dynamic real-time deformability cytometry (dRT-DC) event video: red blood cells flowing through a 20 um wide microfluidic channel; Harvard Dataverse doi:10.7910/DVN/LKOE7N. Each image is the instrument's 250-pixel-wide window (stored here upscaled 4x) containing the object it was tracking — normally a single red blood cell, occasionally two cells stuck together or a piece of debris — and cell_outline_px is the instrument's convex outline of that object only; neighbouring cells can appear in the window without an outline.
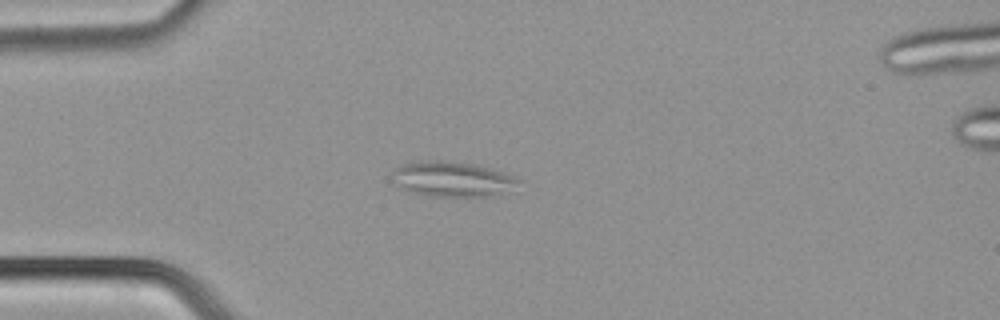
{"species": "common noctule bat (a hibernating species)", "species_latin": "Nyctalus noctula", "temperature_condition": "cold", "stored_images_in_passage": 48, "camera_frame_rate_fps": 3000, "um_per_image_px": 0.085, "animal": {"sex": "male", "body_mass_g": 21.5, "forearm_length_mm": 52.0}, "frame": {"image": 1, "passage_image": 10, "time_ms": 3.0, "image_size_px": [1000, 320], "cell_outline_px": [[524, 180], [512, 192], [488, 196], [428, 196], [412, 192], [400, 188], [392, 184], [392, 172], [396, 168], [404, 164], [420, 160], [444, 160], [476, 164], [504, 172]], "centroid_in_image_um": [38.49, 15.23], "position_along_channel_um": 46.5, "area_um2": 26.53}}
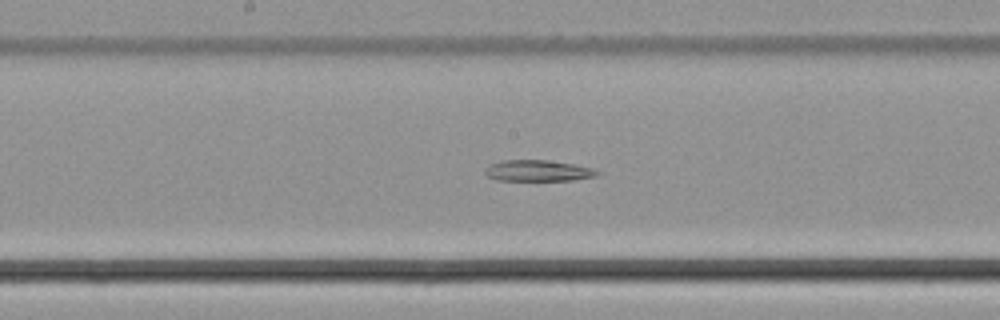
{"frame": {"image": 2, "passage_image": 23, "time_ms": 7.333, "image_size_px": [1000, 320], "cell_outline_px": [[600, 172], [596, 176], [572, 180], [496, 180], [488, 176], [484, 172], [484, 168], [488, 164], [504, 160], [544, 160], [572, 164], [592, 168]], "centroid_in_image_um": [45.67, 14.51], "position_along_channel_um": 202.5, "area_um2": 13.7}}
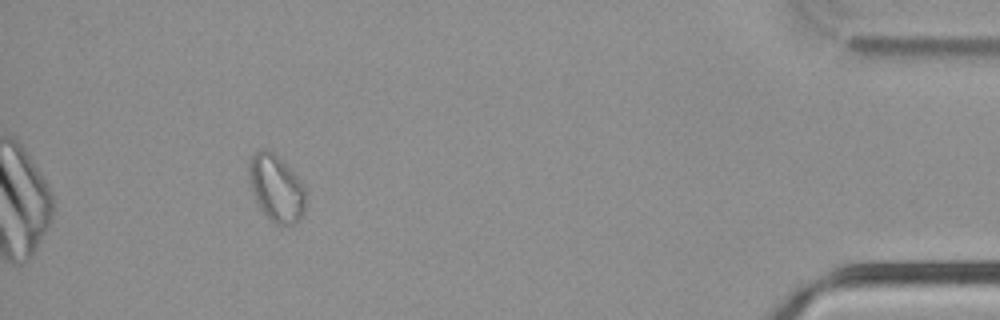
{"frame": {"image": 3, "passage_image": 43, "time_ms": 14.0, "image_size_px": [1000, 320], "cell_outline_px": [[304, 212], [300, 220], [296, 224], [276, 224], [264, 212], [256, 200], [252, 188], [248, 172], [248, 164], [252, 156], [260, 148], [264, 148], [272, 152], [300, 180], [304, 188]], "centroid_in_image_um": [23.48, 15.99], "position_along_channel_um": 411.7, "area_um2": 21.39}}